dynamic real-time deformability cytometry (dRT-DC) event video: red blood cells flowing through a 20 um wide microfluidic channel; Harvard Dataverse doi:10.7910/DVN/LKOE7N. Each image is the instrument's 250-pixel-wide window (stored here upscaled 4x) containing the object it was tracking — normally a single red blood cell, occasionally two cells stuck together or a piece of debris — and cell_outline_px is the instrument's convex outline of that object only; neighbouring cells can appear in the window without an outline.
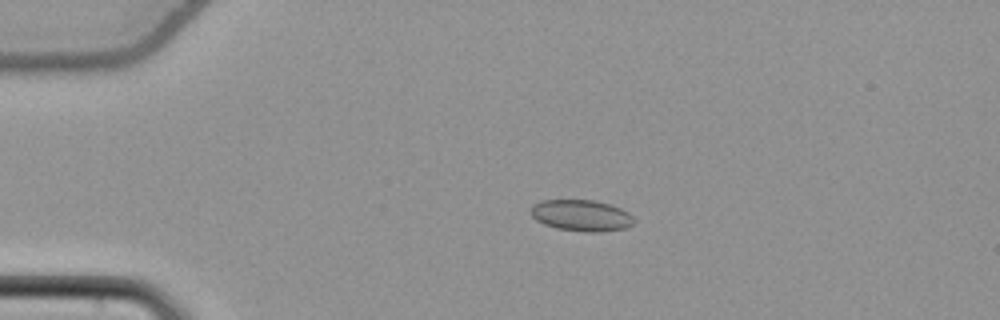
{"species": "common noctule bat (a hibernating species)", "species_latin": "Nyctalus noctula", "temperature_condition": "cold", "stored_images_in_passage": 55, "camera_frame_rate_fps": 3000, "um_per_image_px": 0.085, "animal": {"sex": "female", "body_mass_g": 22.7, "forearm_length_mm": 54.2}, "frame": {"image": 1, "passage_image": 13, "time_ms": 4.0, "image_size_px": [1000, 320], "cell_outline_px": [[636, 220], [632, 224], [624, 228], [600, 232], [584, 232], [556, 228], [544, 224], [536, 220], [532, 216], [532, 204], [544, 200], [596, 200], [620, 208], [628, 212]], "centroid_in_image_um": [49.42, 18.32], "position_along_channel_um": 35.6, "area_um2": 18.79}}
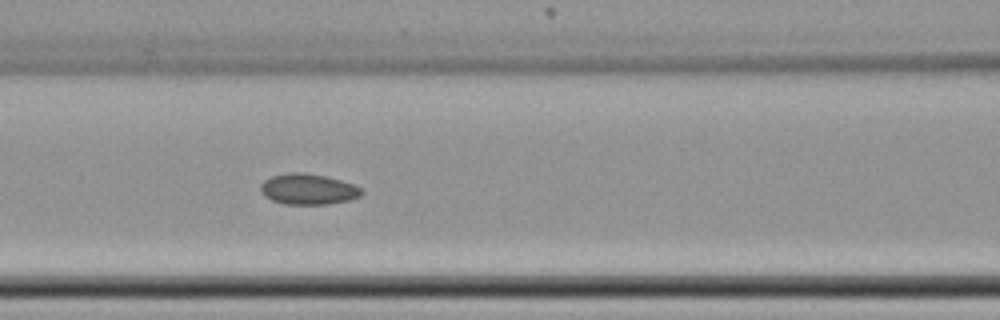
{"frame": {"image": 2, "passage_image": 25, "time_ms": 8.0, "image_size_px": [1000, 320], "cell_outline_px": [[364, 192], [360, 196], [348, 200], [328, 204], [284, 204], [272, 200], [264, 196], [260, 192], [260, 184], [264, 180], [272, 176], [288, 172], [304, 172], [324, 176], [340, 180], [352, 184], [360, 188]], "centroid_in_image_um": [26.15, 16.08], "position_along_channel_um": 140.5, "area_um2": 18.09}}
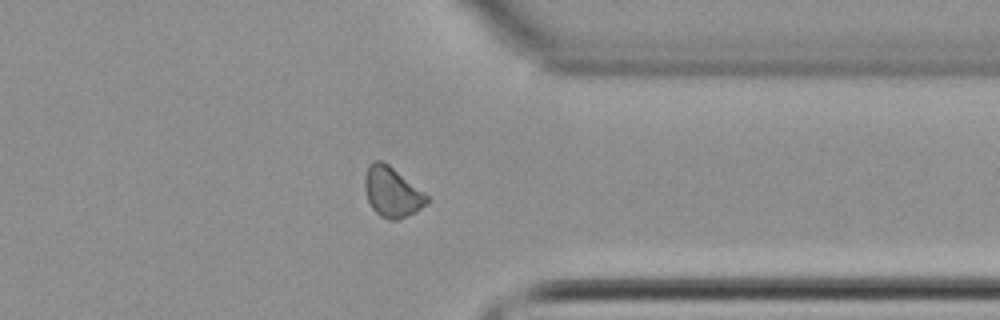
{"frame": {"image": 3, "passage_image": 44, "time_ms": 14.333, "image_size_px": [1000, 320], "cell_outline_px": [[432, 200], [428, 204], [400, 220], [388, 220], [380, 216], [372, 208], [368, 200], [364, 188], [364, 176], [368, 164], [372, 160], [380, 160], [388, 164], [424, 192]], "centroid_in_image_um": [33.32, 16.33], "position_along_channel_um": 378.1, "area_um2": 18.32}, "authors_computed_cell_mechanics": {"area_um2": 18.0914, "velocity_mm_per_s": 3.8167, "shape_relaxation_time_tau1_ms": null, "shape_relaxation_time_tau2_ms": 4.7754, "deformation_change_tau1": null, "deformation_change_tau2": 0.0765}}